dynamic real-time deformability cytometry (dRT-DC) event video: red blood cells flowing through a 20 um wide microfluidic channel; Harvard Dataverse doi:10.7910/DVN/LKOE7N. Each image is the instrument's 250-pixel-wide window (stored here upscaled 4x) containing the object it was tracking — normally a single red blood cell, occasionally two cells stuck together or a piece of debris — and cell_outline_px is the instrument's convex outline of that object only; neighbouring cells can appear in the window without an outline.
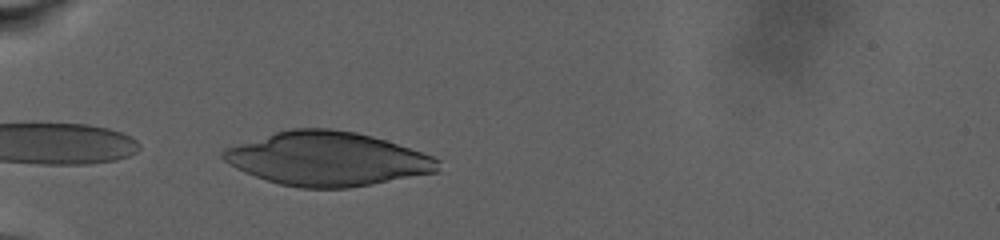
{"species": "human", "species_latin": "Homo sapiens", "temperature_condition": "warm", "stored_images_in_passage": 41, "camera_frame_rate_fps": 3000, "um_per_image_px": 0.085, "donor": {"sex": "male"}, "frame": {"image": 1, "passage_image": 3, "time_ms": 0.333, "image_size_px": [1000, 240], "cell_outline_px": [[440, 172], [372, 184], [348, 188], [300, 188], [280, 184], [244, 172], [236, 168], [224, 160], [220, 156], [220, 152], [224, 148], [276, 132], [292, 128], [328, 128], [356, 132], [372, 136], [432, 156], [440, 160]], "centroid_in_image_um": [27.83, 13.51], "position_along_channel_um": 57.2, "area_um2": 67.22}}
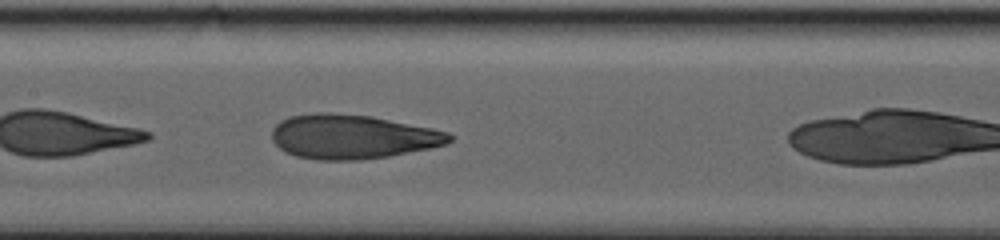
{"frame": {"image": 2, "passage_image": 17, "time_ms": 4.0, "image_size_px": [1000, 240], "cell_outline_px": [[452, 140], [448, 144], [388, 156], [360, 160], [320, 160], [296, 156], [284, 152], [272, 140], [272, 128], [280, 120], [288, 116], [316, 112], [332, 112], [372, 116], [432, 128], [448, 132], [452, 136]], "centroid_in_image_um": [29.91, 11.61], "position_along_channel_um": 177.5, "area_um2": 46.01}}
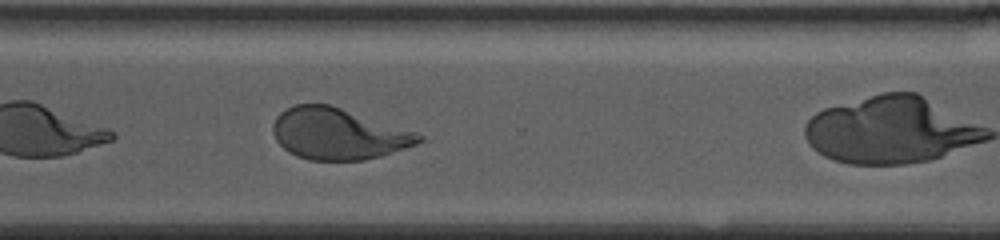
{"frame": {"image": 3, "passage_image": 36, "time_ms": 10.333, "image_size_px": [1000, 240], "cell_outline_px": [[424, 140], [416, 144], [380, 156], [364, 160], [308, 160], [296, 156], [288, 152], [276, 140], [272, 132], [272, 124], [276, 116], [280, 112], [296, 104], [328, 104], [416, 132], [424, 136]], "centroid_in_image_um": [28.71, 11.38], "position_along_channel_um": 341.9, "area_um2": 43.35}}